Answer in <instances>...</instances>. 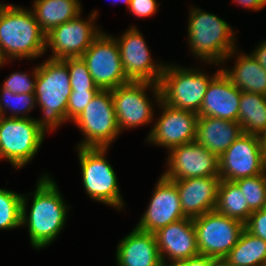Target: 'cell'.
<instances>
[{
	"mask_svg": "<svg viewBox=\"0 0 266 266\" xmlns=\"http://www.w3.org/2000/svg\"><path fill=\"white\" fill-rule=\"evenodd\" d=\"M55 181L51 174L43 173L36 183L34 193L22 194L21 227L27 228L30 245L35 250L48 247L60 236L71 208ZM28 196H32L29 210Z\"/></svg>",
	"mask_w": 266,
	"mask_h": 266,
	"instance_id": "obj_1",
	"label": "cell"
},
{
	"mask_svg": "<svg viewBox=\"0 0 266 266\" xmlns=\"http://www.w3.org/2000/svg\"><path fill=\"white\" fill-rule=\"evenodd\" d=\"M45 47L46 34L32 10L3 2L0 6V50L8 63L42 57Z\"/></svg>",
	"mask_w": 266,
	"mask_h": 266,
	"instance_id": "obj_2",
	"label": "cell"
},
{
	"mask_svg": "<svg viewBox=\"0 0 266 266\" xmlns=\"http://www.w3.org/2000/svg\"><path fill=\"white\" fill-rule=\"evenodd\" d=\"M71 91L67 58H47L38 64L34 95L43 116L35 120L46 135L67 122V104Z\"/></svg>",
	"mask_w": 266,
	"mask_h": 266,
	"instance_id": "obj_3",
	"label": "cell"
},
{
	"mask_svg": "<svg viewBox=\"0 0 266 266\" xmlns=\"http://www.w3.org/2000/svg\"><path fill=\"white\" fill-rule=\"evenodd\" d=\"M187 39L190 52L203 64L217 67L237 48L236 30L223 18L191 6L188 12Z\"/></svg>",
	"mask_w": 266,
	"mask_h": 266,
	"instance_id": "obj_4",
	"label": "cell"
},
{
	"mask_svg": "<svg viewBox=\"0 0 266 266\" xmlns=\"http://www.w3.org/2000/svg\"><path fill=\"white\" fill-rule=\"evenodd\" d=\"M75 148L78 153L85 193L93 201L122 211L126 202L120 193L116 171L106 158L110 148Z\"/></svg>",
	"mask_w": 266,
	"mask_h": 266,
	"instance_id": "obj_5",
	"label": "cell"
},
{
	"mask_svg": "<svg viewBox=\"0 0 266 266\" xmlns=\"http://www.w3.org/2000/svg\"><path fill=\"white\" fill-rule=\"evenodd\" d=\"M218 68L211 76L198 67L165 64L159 83L161 100L173 108L198 114L210 81L221 71V67Z\"/></svg>",
	"mask_w": 266,
	"mask_h": 266,
	"instance_id": "obj_6",
	"label": "cell"
},
{
	"mask_svg": "<svg viewBox=\"0 0 266 266\" xmlns=\"http://www.w3.org/2000/svg\"><path fill=\"white\" fill-rule=\"evenodd\" d=\"M147 90L152 92L154 100L149 98ZM111 94L120 133L154 121L155 105L161 101L159 84L130 81L111 90Z\"/></svg>",
	"mask_w": 266,
	"mask_h": 266,
	"instance_id": "obj_7",
	"label": "cell"
},
{
	"mask_svg": "<svg viewBox=\"0 0 266 266\" xmlns=\"http://www.w3.org/2000/svg\"><path fill=\"white\" fill-rule=\"evenodd\" d=\"M46 133L34 118H0V161L7 160L21 169L33 161L41 148Z\"/></svg>",
	"mask_w": 266,
	"mask_h": 266,
	"instance_id": "obj_8",
	"label": "cell"
},
{
	"mask_svg": "<svg viewBox=\"0 0 266 266\" xmlns=\"http://www.w3.org/2000/svg\"><path fill=\"white\" fill-rule=\"evenodd\" d=\"M72 123L84 136L76 147L111 148L121 134L111 90H100Z\"/></svg>",
	"mask_w": 266,
	"mask_h": 266,
	"instance_id": "obj_9",
	"label": "cell"
},
{
	"mask_svg": "<svg viewBox=\"0 0 266 266\" xmlns=\"http://www.w3.org/2000/svg\"><path fill=\"white\" fill-rule=\"evenodd\" d=\"M200 255L225 258L236 245L245 224L216 210L193 218Z\"/></svg>",
	"mask_w": 266,
	"mask_h": 266,
	"instance_id": "obj_10",
	"label": "cell"
},
{
	"mask_svg": "<svg viewBox=\"0 0 266 266\" xmlns=\"http://www.w3.org/2000/svg\"><path fill=\"white\" fill-rule=\"evenodd\" d=\"M81 57L100 90H113L130 82L124 73L119 45L113 35L102 30Z\"/></svg>",
	"mask_w": 266,
	"mask_h": 266,
	"instance_id": "obj_11",
	"label": "cell"
},
{
	"mask_svg": "<svg viewBox=\"0 0 266 266\" xmlns=\"http://www.w3.org/2000/svg\"><path fill=\"white\" fill-rule=\"evenodd\" d=\"M97 16L98 10H93L87 19H83L82 13H80L76 18L48 32L45 49L46 52L48 49L52 51L49 58L81 57L102 32L96 23Z\"/></svg>",
	"mask_w": 266,
	"mask_h": 266,
	"instance_id": "obj_12",
	"label": "cell"
},
{
	"mask_svg": "<svg viewBox=\"0 0 266 266\" xmlns=\"http://www.w3.org/2000/svg\"><path fill=\"white\" fill-rule=\"evenodd\" d=\"M114 36L120 49L124 73L129 81L159 84L165 62L153 60L144 35L134 26Z\"/></svg>",
	"mask_w": 266,
	"mask_h": 266,
	"instance_id": "obj_13",
	"label": "cell"
},
{
	"mask_svg": "<svg viewBox=\"0 0 266 266\" xmlns=\"http://www.w3.org/2000/svg\"><path fill=\"white\" fill-rule=\"evenodd\" d=\"M160 117H156L145 141L151 145L165 147L167 152L173 147L195 141L199 115L196 112L173 108L162 100L157 105Z\"/></svg>",
	"mask_w": 266,
	"mask_h": 266,
	"instance_id": "obj_14",
	"label": "cell"
},
{
	"mask_svg": "<svg viewBox=\"0 0 266 266\" xmlns=\"http://www.w3.org/2000/svg\"><path fill=\"white\" fill-rule=\"evenodd\" d=\"M163 176L169 180L219 176V157L196 141L173 147L167 152Z\"/></svg>",
	"mask_w": 266,
	"mask_h": 266,
	"instance_id": "obj_15",
	"label": "cell"
},
{
	"mask_svg": "<svg viewBox=\"0 0 266 266\" xmlns=\"http://www.w3.org/2000/svg\"><path fill=\"white\" fill-rule=\"evenodd\" d=\"M264 172L257 135L243 133L219 157V177L222 180L236 181Z\"/></svg>",
	"mask_w": 266,
	"mask_h": 266,
	"instance_id": "obj_16",
	"label": "cell"
},
{
	"mask_svg": "<svg viewBox=\"0 0 266 266\" xmlns=\"http://www.w3.org/2000/svg\"><path fill=\"white\" fill-rule=\"evenodd\" d=\"M183 218L186 216L181 208L177 187L172 180L161 174L154 187L149 205L135 227L154 233Z\"/></svg>",
	"mask_w": 266,
	"mask_h": 266,
	"instance_id": "obj_17",
	"label": "cell"
},
{
	"mask_svg": "<svg viewBox=\"0 0 266 266\" xmlns=\"http://www.w3.org/2000/svg\"><path fill=\"white\" fill-rule=\"evenodd\" d=\"M163 266L199 255L192 218H183L154 232ZM170 262V263H169Z\"/></svg>",
	"mask_w": 266,
	"mask_h": 266,
	"instance_id": "obj_18",
	"label": "cell"
},
{
	"mask_svg": "<svg viewBox=\"0 0 266 266\" xmlns=\"http://www.w3.org/2000/svg\"><path fill=\"white\" fill-rule=\"evenodd\" d=\"M178 190L181 208L188 218H196L209 211L215 210L219 176H206L172 180Z\"/></svg>",
	"mask_w": 266,
	"mask_h": 266,
	"instance_id": "obj_19",
	"label": "cell"
},
{
	"mask_svg": "<svg viewBox=\"0 0 266 266\" xmlns=\"http://www.w3.org/2000/svg\"><path fill=\"white\" fill-rule=\"evenodd\" d=\"M242 91L235 87L222 70L210 81L199 117H216L237 121Z\"/></svg>",
	"mask_w": 266,
	"mask_h": 266,
	"instance_id": "obj_20",
	"label": "cell"
},
{
	"mask_svg": "<svg viewBox=\"0 0 266 266\" xmlns=\"http://www.w3.org/2000/svg\"><path fill=\"white\" fill-rule=\"evenodd\" d=\"M117 266H163L154 233L133 228L117 245Z\"/></svg>",
	"mask_w": 266,
	"mask_h": 266,
	"instance_id": "obj_21",
	"label": "cell"
},
{
	"mask_svg": "<svg viewBox=\"0 0 266 266\" xmlns=\"http://www.w3.org/2000/svg\"><path fill=\"white\" fill-rule=\"evenodd\" d=\"M235 48L224 60L222 72L229 78L232 84L242 92L258 93L266 96V70L250 54ZM235 56V58L233 57ZM234 58L232 68H226L224 63Z\"/></svg>",
	"mask_w": 266,
	"mask_h": 266,
	"instance_id": "obj_22",
	"label": "cell"
},
{
	"mask_svg": "<svg viewBox=\"0 0 266 266\" xmlns=\"http://www.w3.org/2000/svg\"><path fill=\"white\" fill-rule=\"evenodd\" d=\"M243 134L237 121L198 117L195 141L220 157Z\"/></svg>",
	"mask_w": 266,
	"mask_h": 266,
	"instance_id": "obj_23",
	"label": "cell"
},
{
	"mask_svg": "<svg viewBox=\"0 0 266 266\" xmlns=\"http://www.w3.org/2000/svg\"><path fill=\"white\" fill-rule=\"evenodd\" d=\"M31 10L40 28L47 34L82 13V4L76 0H34Z\"/></svg>",
	"mask_w": 266,
	"mask_h": 266,
	"instance_id": "obj_24",
	"label": "cell"
},
{
	"mask_svg": "<svg viewBox=\"0 0 266 266\" xmlns=\"http://www.w3.org/2000/svg\"><path fill=\"white\" fill-rule=\"evenodd\" d=\"M238 122L243 133L261 136L266 132V96L242 92Z\"/></svg>",
	"mask_w": 266,
	"mask_h": 266,
	"instance_id": "obj_25",
	"label": "cell"
},
{
	"mask_svg": "<svg viewBox=\"0 0 266 266\" xmlns=\"http://www.w3.org/2000/svg\"><path fill=\"white\" fill-rule=\"evenodd\" d=\"M215 210L225 216L246 224L252 211L244 193L234 181H220Z\"/></svg>",
	"mask_w": 266,
	"mask_h": 266,
	"instance_id": "obj_26",
	"label": "cell"
},
{
	"mask_svg": "<svg viewBox=\"0 0 266 266\" xmlns=\"http://www.w3.org/2000/svg\"><path fill=\"white\" fill-rule=\"evenodd\" d=\"M225 259L234 266H266V242L244 229Z\"/></svg>",
	"mask_w": 266,
	"mask_h": 266,
	"instance_id": "obj_27",
	"label": "cell"
},
{
	"mask_svg": "<svg viewBox=\"0 0 266 266\" xmlns=\"http://www.w3.org/2000/svg\"><path fill=\"white\" fill-rule=\"evenodd\" d=\"M22 194L0 188V230L21 227Z\"/></svg>",
	"mask_w": 266,
	"mask_h": 266,
	"instance_id": "obj_28",
	"label": "cell"
},
{
	"mask_svg": "<svg viewBox=\"0 0 266 266\" xmlns=\"http://www.w3.org/2000/svg\"><path fill=\"white\" fill-rule=\"evenodd\" d=\"M35 107H37V105L34 94H15L8 89H4L3 87L0 88V110L3 116L33 118L28 114L35 109Z\"/></svg>",
	"mask_w": 266,
	"mask_h": 266,
	"instance_id": "obj_29",
	"label": "cell"
},
{
	"mask_svg": "<svg viewBox=\"0 0 266 266\" xmlns=\"http://www.w3.org/2000/svg\"><path fill=\"white\" fill-rule=\"evenodd\" d=\"M244 193L249 209L257 211L266 205V172L234 181Z\"/></svg>",
	"mask_w": 266,
	"mask_h": 266,
	"instance_id": "obj_30",
	"label": "cell"
},
{
	"mask_svg": "<svg viewBox=\"0 0 266 266\" xmlns=\"http://www.w3.org/2000/svg\"><path fill=\"white\" fill-rule=\"evenodd\" d=\"M67 68L70 75L71 90H100L94 83L82 57L67 58Z\"/></svg>",
	"mask_w": 266,
	"mask_h": 266,
	"instance_id": "obj_31",
	"label": "cell"
},
{
	"mask_svg": "<svg viewBox=\"0 0 266 266\" xmlns=\"http://www.w3.org/2000/svg\"><path fill=\"white\" fill-rule=\"evenodd\" d=\"M38 73V65H34L32 73L27 72H14L6 77L1 87L8 89L15 94H34L35 83Z\"/></svg>",
	"mask_w": 266,
	"mask_h": 266,
	"instance_id": "obj_32",
	"label": "cell"
},
{
	"mask_svg": "<svg viewBox=\"0 0 266 266\" xmlns=\"http://www.w3.org/2000/svg\"><path fill=\"white\" fill-rule=\"evenodd\" d=\"M100 90H72L67 104V121L73 122Z\"/></svg>",
	"mask_w": 266,
	"mask_h": 266,
	"instance_id": "obj_33",
	"label": "cell"
},
{
	"mask_svg": "<svg viewBox=\"0 0 266 266\" xmlns=\"http://www.w3.org/2000/svg\"><path fill=\"white\" fill-rule=\"evenodd\" d=\"M245 229L266 242V209L253 211L245 224Z\"/></svg>",
	"mask_w": 266,
	"mask_h": 266,
	"instance_id": "obj_34",
	"label": "cell"
},
{
	"mask_svg": "<svg viewBox=\"0 0 266 266\" xmlns=\"http://www.w3.org/2000/svg\"><path fill=\"white\" fill-rule=\"evenodd\" d=\"M159 4L156 0H130L129 11L133 16L138 18H146L156 14L159 9Z\"/></svg>",
	"mask_w": 266,
	"mask_h": 266,
	"instance_id": "obj_35",
	"label": "cell"
},
{
	"mask_svg": "<svg viewBox=\"0 0 266 266\" xmlns=\"http://www.w3.org/2000/svg\"><path fill=\"white\" fill-rule=\"evenodd\" d=\"M210 263V257L205 255H197L188 259H185L184 261L175 263L171 266H209Z\"/></svg>",
	"mask_w": 266,
	"mask_h": 266,
	"instance_id": "obj_36",
	"label": "cell"
},
{
	"mask_svg": "<svg viewBox=\"0 0 266 266\" xmlns=\"http://www.w3.org/2000/svg\"><path fill=\"white\" fill-rule=\"evenodd\" d=\"M259 44V45H258ZM251 51V55L266 70V40L258 43Z\"/></svg>",
	"mask_w": 266,
	"mask_h": 266,
	"instance_id": "obj_37",
	"label": "cell"
},
{
	"mask_svg": "<svg viewBox=\"0 0 266 266\" xmlns=\"http://www.w3.org/2000/svg\"><path fill=\"white\" fill-rule=\"evenodd\" d=\"M234 4L239 6H243V8L250 11H260L262 8L266 7L261 0H234Z\"/></svg>",
	"mask_w": 266,
	"mask_h": 266,
	"instance_id": "obj_38",
	"label": "cell"
},
{
	"mask_svg": "<svg viewBox=\"0 0 266 266\" xmlns=\"http://www.w3.org/2000/svg\"><path fill=\"white\" fill-rule=\"evenodd\" d=\"M261 144L262 166L266 172V134L259 136Z\"/></svg>",
	"mask_w": 266,
	"mask_h": 266,
	"instance_id": "obj_39",
	"label": "cell"
},
{
	"mask_svg": "<svg viewBox=\"0 0 266 266\" xmlns=\"http://www.w3.org/2000/svg\"><path fill=\"white\" fill-rule=\"evenodd\" d=\"M209 266H234L225 258H211Z\"/></svg>",
	"mask_w": 266,
	"mask_h": 266,
	"instance_id": "obj_40",
	"label": "cell"
},
{
	"mask_svg": "<svg viewBox=\"0 0 266 266\" xmlns=\"http://www.w3.org/2000/svg\"><path fill=\"white\" fill-rule=\"evenodd\" d=\"M8 61L4 58L1 50H0V68H2V66L4 67V65L8 64Z\"/></svg>",
	"mask_w": 266,
	"mask_h": 266,
	"instance_id": "obj_41",
	"label": "cell"
},
{
	"mask_svg": "<svg viewBox=\"0 0 266 266\" xmlns=\"http://www.w3.org/2000/svg\"><path fill=\"white\" fill-rule=\"evenodd\" d=\"M112 2H115L116 4L119 3V2H123V4H125L127 7V10L129 8V5H130V0H112Z\"/></svg>",
	"mask_w": 266,
	"mask_h": 266,
	"instance_id": "obj_42",
	"label": "cell"
},
{
	"mask_svg": "<svg viewBox=\"0 0 266 266\" xmlns=\"http://www.w3.org/2000/svg\"><path fill=\"white\" fill-rule=\"evenodd\" d=\"M261 1L266 6V0H261Z\"/></svg>",
	"mask_w": 266,
	"mask_h": 266,
	"instance_id": "obj_43",
	"label": "cell"
},
{
	"mask_svg": "<svg viewBox=\"0 0 266 266\" xmlns=\"http://www.w3.org/2000/svg\"><path fill=\"white\" fill-rule=\"evenodd\" d=\"M1 117H3V114H2V112H1V110H0V118H1Z\"/></svg>",
	"mask_w": 266,
	"mask_h": 266,
	"instance_id": "obj_44",
	"label": "cell"
}]
</instances>
